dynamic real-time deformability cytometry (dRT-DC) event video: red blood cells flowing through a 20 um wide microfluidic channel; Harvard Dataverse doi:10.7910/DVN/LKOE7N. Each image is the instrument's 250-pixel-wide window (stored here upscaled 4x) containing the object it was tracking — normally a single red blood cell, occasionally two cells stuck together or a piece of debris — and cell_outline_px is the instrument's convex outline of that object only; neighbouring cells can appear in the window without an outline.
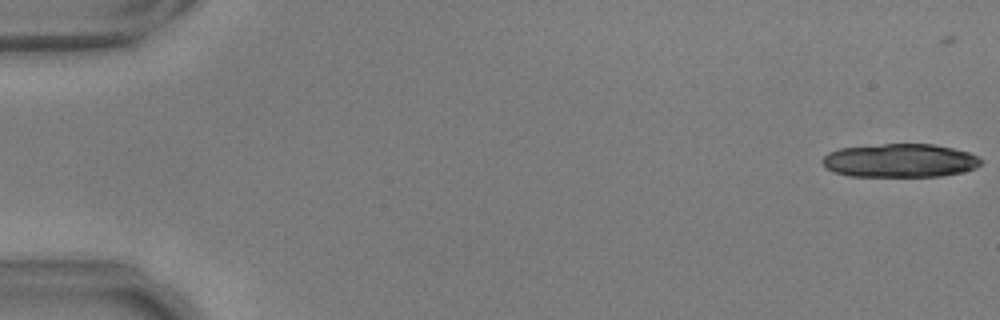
{"species": "common noctule bat (a hibernating species)", "species_latin": "Nyctalus noctula", "temperature_condition": "warm", "stored_images_in_passage": 21, "camera_frame_rate_fps": 3000, "um_per_image_px": 0.085, "animal": {"sex": "male", "body_mass_g": 17.9, "forearm_length_mm": 54.2}, "frame": {"image": 1, "passage_image": 2, "time_ms": 0.333, "image_size_px": [1000, 320], "cell_outline_px": [[984, 164], [976, 168], [964, 172], [940, 176], [848, 176], [836, 172], [828, 168], [824, 164], [824, 156], [828, 152], [840, 148], [884, 144], [932, 144], [952, 148], [968, 152], [984, 160]], "centroid_in_image_um": [76.57, 13.65], "position_along_channel_um": 8.4, "area_um2": 30.92}}